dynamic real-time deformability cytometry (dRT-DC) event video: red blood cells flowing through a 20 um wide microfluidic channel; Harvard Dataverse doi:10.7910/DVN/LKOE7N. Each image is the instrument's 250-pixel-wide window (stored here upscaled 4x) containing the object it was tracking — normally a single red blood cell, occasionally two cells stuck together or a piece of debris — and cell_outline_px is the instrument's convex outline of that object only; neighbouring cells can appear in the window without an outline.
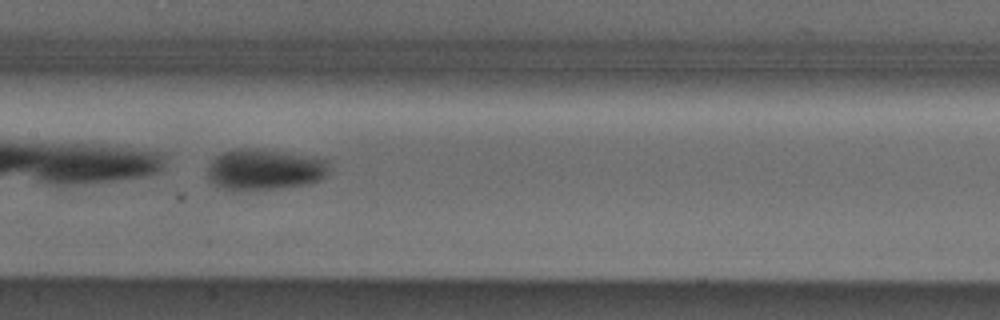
{"species": "Egyptian fruit bat (a non-hibernating species)", "species_latin": "Rousettus aegyptiacus", "temperature_condition": "cold", "stored_images_in_passage": 34, "camera_frame_rate_fps": 3000, "um_per_image_px": 0.085, "animal": {"sex": "male"}, "frame": {"image": 1, "passage_image": 10, "time_ms": 3.0, "image_size_px": [1000, 320], "cell_outline_px": [[328, 172], [320, 180], [312, 184], [280, 188], [224, 188], [208, 180], [208, 168], [216, 156], [224, 152], [236, 148], [256, 148], [328, 160]], "centroid_in_image_um": [22.51, 14.39], "position_along_channel_um": 184.9, "area_um2": 28.26}, "authors_computed_cell_mechanics": {"area_um2": 27.3394, "velocity_mm_per_s": 3.815, "shape_relaxation_time_tau1_ms": 9.8749, "shape_relaxation_time_tau2_ms": null, "deformation_change_tau1": 0.2116, "deformation_change_tau2": null}}